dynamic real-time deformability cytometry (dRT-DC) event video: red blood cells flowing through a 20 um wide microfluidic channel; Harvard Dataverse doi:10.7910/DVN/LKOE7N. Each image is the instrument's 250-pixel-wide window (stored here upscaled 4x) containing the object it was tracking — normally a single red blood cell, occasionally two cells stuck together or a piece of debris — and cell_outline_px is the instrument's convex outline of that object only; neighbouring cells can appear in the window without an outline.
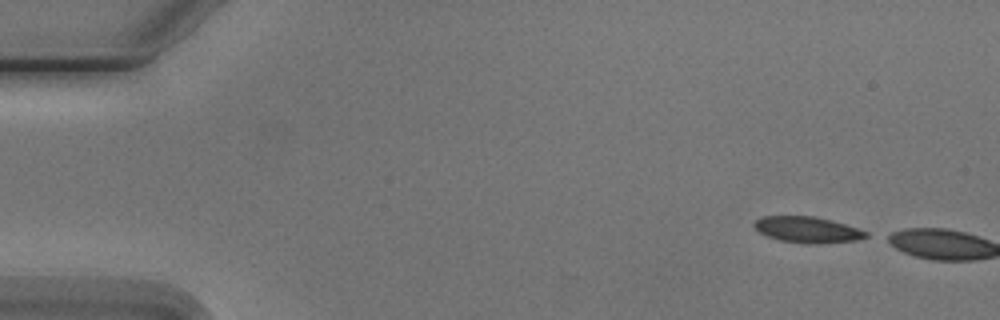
{"species": "Egyptian fruit bat (a non-hibernating species)", "species_latin": "Rousettus aegyptiacus", "temperature_condition": "cold", "stored_images_in_passage": 2, "camera_frame_rate_fps": 3000, "um_per_image_px": 0.085, "animal": {"sex": "male"}, "frame": {"image": 1, "passage_image": 1, "time_ms": 0.0, "image_size_px": [1000, 320], "cell_outline_px": [[868, 236], [856, 240], [816, 244], [804, 244], [780, 240], [768, 236], [760, 232], [752, 224], [756, 220], [764, 216], [816, 216], [832, 220], [868, 232]], "centroid_in_image_um": [68.63, 19.52], "position_along_channel_um": 16.4, "area_um2": 16.88}}